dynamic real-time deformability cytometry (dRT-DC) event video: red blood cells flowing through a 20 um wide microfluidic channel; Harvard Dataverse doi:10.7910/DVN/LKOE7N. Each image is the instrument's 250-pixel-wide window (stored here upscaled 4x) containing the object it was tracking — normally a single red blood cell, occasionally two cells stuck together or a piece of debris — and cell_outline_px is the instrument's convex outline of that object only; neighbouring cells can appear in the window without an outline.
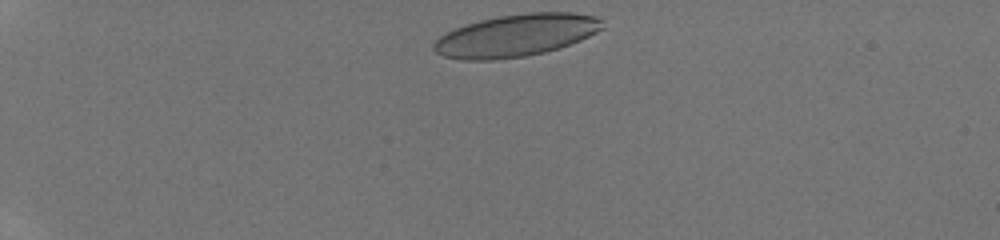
{"species": "human", "species_latin": "Homo sapiens", "temperature_condition": "room temperature", "stored_images_in_passage": 32, "camera_frame_rate_fps": 3000, "um_per_image_px": 0.085, "donor": {"sex": "male"}, "frame": {"image": 1, "passage_image": 1, "time_ms": 0.0, "image_size_px": [1000, 240], "cell_outline_px": [[604, 28], [580, 40], [544, 52], [524, 56], [496, 60], [464, 60], [444, 56], [436, 52], [432, 48], [432, 44], [440, 36], [456, 28], [480, 20], [500, 16], [528, 12], [572, 12], [600, 16], [604, 20]], "centroid_in_image_um": [43.9, 3.0], "position_along_channel_um": 41.1, "area_um2": 41.44}}
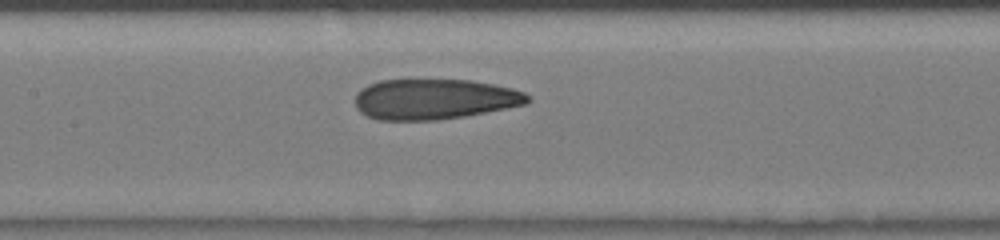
{"frame": {"image": 2, "passage_image": 14, "time_ms": 4.333, "image_size_px": [1000, 240], "cell_outline_px": [[532, 100], [524, 104], [464, 116], [436, 120], [376, 120], [360, 112], [356, 108], [356, 92], [360, 88], [368, 84], [380, 80], [408, 76], [472, 80], [512, 88], [524, 92]], "centroid_in_image_um": [36.84, 8.37], "position_along_channel_um": 170.6, "area_um2": 41.91}}
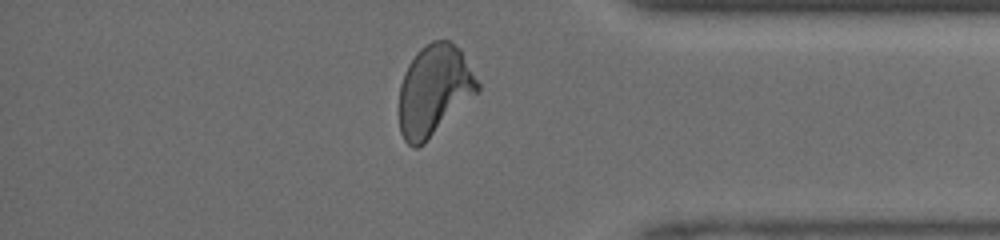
{"frame": {"image": 3, "passage_image": 29, "time_ms": 9.333, "image_size_px": [1000, 240], "cell_outline_px": [[480, 88], [424, 144], [416, 148], [412, 148], [404, 140], [400, 132], [400, 84], [404, 72], [408, 64], [416, 52], [420, 48], [432, 40], [452, 40], [460, 48], [480, 84]], "centroid_in_image_um": [36.88, 7.65], "position_along_channel_um": 398.3, "area_um2": 41.21}}